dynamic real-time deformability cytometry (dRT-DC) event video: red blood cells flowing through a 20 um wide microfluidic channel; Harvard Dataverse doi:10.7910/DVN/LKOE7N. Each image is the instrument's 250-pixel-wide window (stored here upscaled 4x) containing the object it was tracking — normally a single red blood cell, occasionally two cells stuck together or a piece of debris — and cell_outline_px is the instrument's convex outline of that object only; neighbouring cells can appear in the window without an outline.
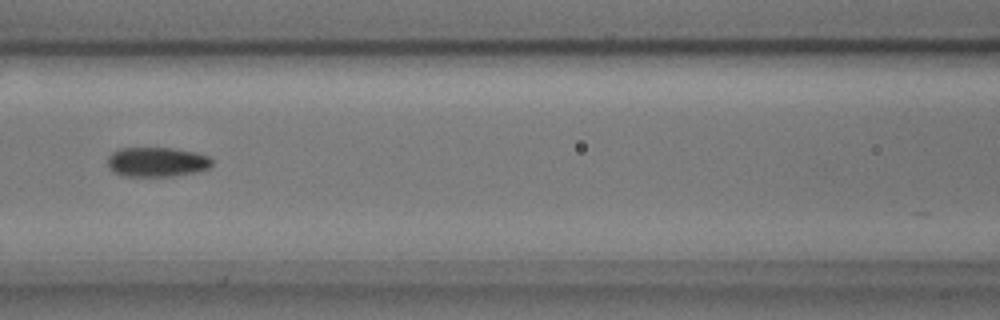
{"species": "common noctule bat (a hibernating species)", "species_latin": "Nyctalus noctula", "temperature_condition": "cold", "stored_images_in_passage": 7, "camera_frame_rate_fps": 3000, "um_per_image_px": 0.085, "animal": {"sex": "male", "body_mass_g": 17.9, "forearm_length_mm": 54.2}, "frame": {"image": 1, "passage_image": 6, "time_ms": 1.667, "image_size_px": [1000, 320], "cell_outline_px": [[212, 164], [208, 168], [196, 172], [172, 176], [124, 176], [112, 172], [108, 168], [108, 156], [112, 152], [120, 148], [172, 148], [196, 152], [208, 156], [212, 160]], "centroid_in_image_um": [13.31, 13.77], "position_along_channel_um": 153.3, "area_um2": 18.09}}
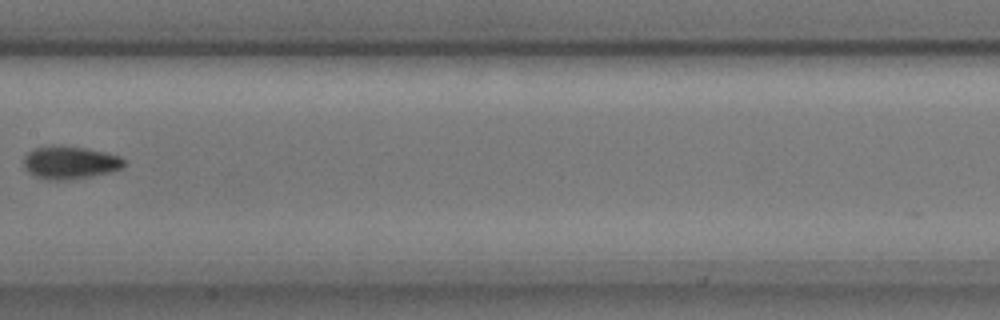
{"frame": {"image": 2, "passage_image": 7, "time_ms": 2.0, "image_size_px": [1000, 320], "cell_outline_px": [[124, 164], [120, 168], [112, 172], [92, 176], [60, 180], [48, 180], [36, 176], [28, 172], [24, 168], [24, 156], [28, 152], [36, 148], [52, 144], [88, 148], [120, 156], [124, 160]], "centroid_in_image_um": [5.92, 13.8], "position_along_channel_um": 201.5, "area_um2": 19.25}}